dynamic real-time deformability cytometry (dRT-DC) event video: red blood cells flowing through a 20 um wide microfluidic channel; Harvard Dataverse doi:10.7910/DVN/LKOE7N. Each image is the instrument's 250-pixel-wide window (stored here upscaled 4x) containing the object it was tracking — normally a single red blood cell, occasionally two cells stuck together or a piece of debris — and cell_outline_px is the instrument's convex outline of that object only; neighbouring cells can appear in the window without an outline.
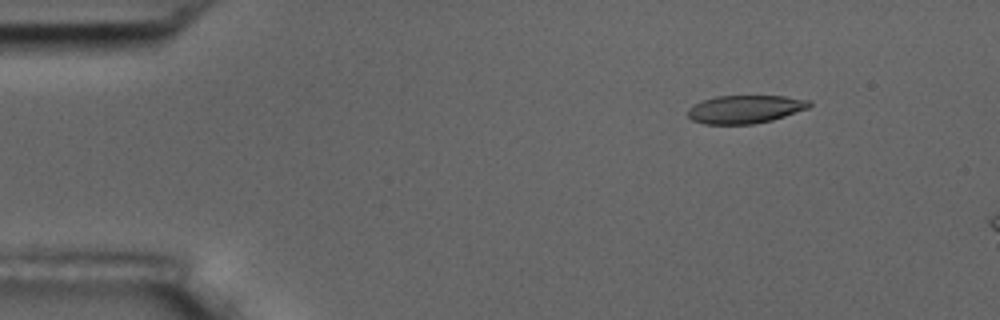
{"species": "common noctule bat (a hibernating species)", "species_latin": "Nyctalus noctula", "temperature_condition": "room temperature", "stored_images_in_passage": 5, "camera_frame_rate_fps": 3000, "um_per_image_px": 0.085, "animal": {"sex": "male", "body_mass_g": 17.5, "forearm_length_mm": 52.3}, "frame": {"image": 1, "passage_image": 3, "time_ms": 2.333, "image_size_px": [1000, 320], "cell_outline_px": [[812, 104], [808, 108], [772, 120], [752, 124], [704, 124], [692, 120], [688, 116], [688, 108], [704, 100], [716, 96], [784, 96], [808, 100]], "centroid_in_image_um": [63.32, 9.29], "position_along_channel_um": 21.7, "area_um2": 19.71}}